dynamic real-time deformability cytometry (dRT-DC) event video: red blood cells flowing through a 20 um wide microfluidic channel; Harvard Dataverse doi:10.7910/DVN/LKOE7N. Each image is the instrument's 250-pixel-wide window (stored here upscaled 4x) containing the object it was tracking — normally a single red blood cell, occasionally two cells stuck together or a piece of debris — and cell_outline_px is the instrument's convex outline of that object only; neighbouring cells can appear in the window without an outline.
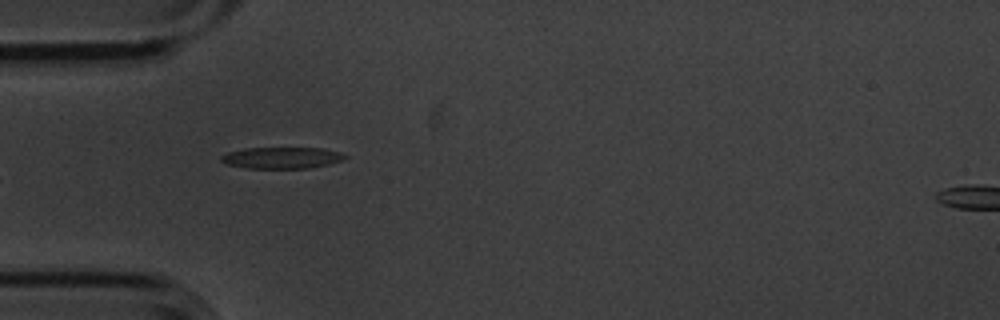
{"species": "common noctule bat (a hibernating species)", "species_latin": "Nyctalus noctula", "temperature_condition": "cold", "stored_images_in_passage": 10, "camera_frame_rate_fps": 3000, "um_per_image_px": 0.085, "animal": {"sex": "male", "body_mass_g": 20.1, "forearm_length_mm": 53.5}, "frame": {"image": 1, "passage_image": 5, "time_ms": 1.333, "image_size_px": [1000, 320], "cell_outline_px": [[348, 156], [340, 160], [328, 164], [308, 168], [248, 168], [228, 164], [220, 160], [220, 156], [228, 152], [244, 148], [320, 148], [340, 152]], "centroid_in_image_um": [23.92, 13.4], "position_along_channel_um": 61.1, "area_um2": 15.26}}
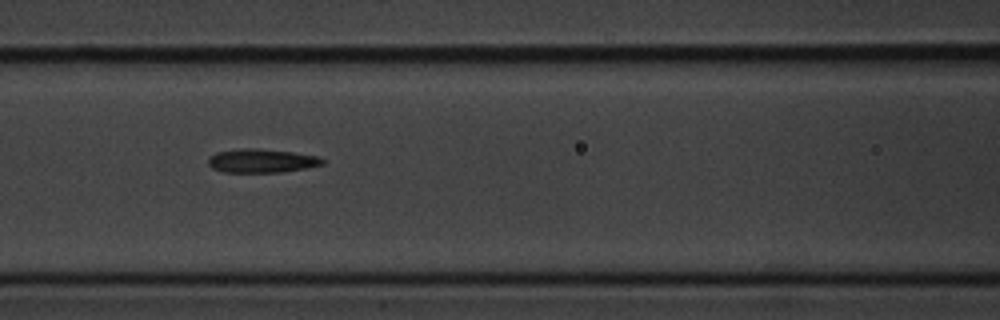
{"frame": {"image": 2, "passage_image": 7, "time_ms": 2.0, "image_size_px": [1000, 320], "cell_outline_px": [[324, 164], [284, 172], [224, 172], [212, 168], [208, 164], [208, 156], [216, 152], [240, 148], [256, 148], [292, 152], [316, 156], [324, 160]], "centroid_in_image_um": [22.18, 13.66], "position_along_channel_um": 144.4, "area_um2": 15.78}}
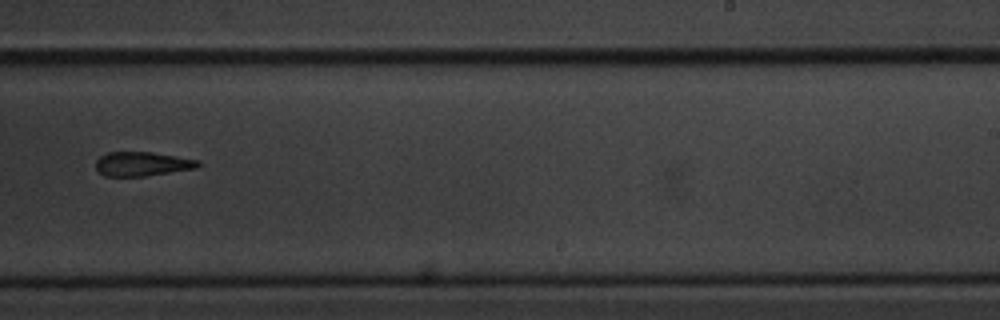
{"frame": {"image": 3, "passage_image": 10, "time_ms": 3.0, "image_size_px": [1000, 320], "cell_outline_px": [[200, 164], [196, 168], [144, 176], [104, 176], [96, 168], [96, 160], [100, 156], [108, 152], [152, 152], [200, 160]], "centroid_in_image_um": [12.08, 13.93], "position_along_channel_um": 276.9, "area_um2": 14.33}}